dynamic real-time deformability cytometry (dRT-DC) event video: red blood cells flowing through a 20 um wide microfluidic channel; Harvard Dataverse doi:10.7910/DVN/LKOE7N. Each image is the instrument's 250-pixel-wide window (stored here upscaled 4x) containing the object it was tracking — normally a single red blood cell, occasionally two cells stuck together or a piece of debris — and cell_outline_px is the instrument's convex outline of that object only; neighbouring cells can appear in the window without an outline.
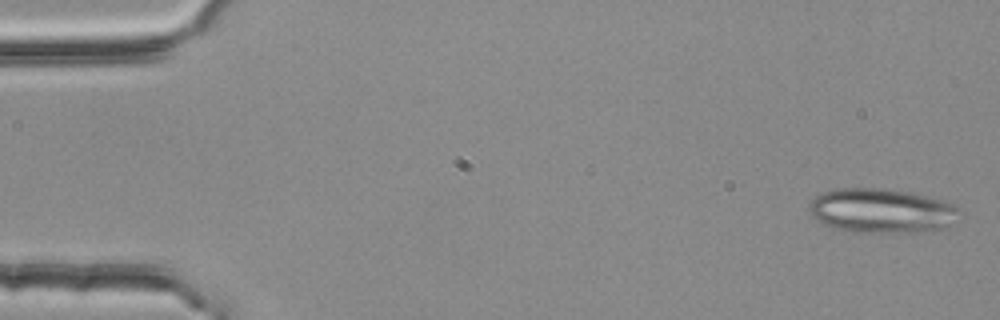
{"species": "common noctule bat (a hibernating species)", "species_latin": "Nyctalus noctula", "temperature_condition": "room temperature", "stored_images_in_passage": 4, "camera_frame_rate_fps": 3000, "um_per_image_px": 0.085, "animal": {"sex": "female", "body_mass_g": 25.1}, "frame": {"image": 1, "passage_image": 1, "time_ms": 0.0, "image_size_px": [1000, 320], "cell_outline_px": [[964, 212], [956, 224], [940, 228], [916, 232], [852, 232], [836, 228], [824, 224], [812, 216], [808, 204], [820, 192], [836, 188], [884, 188], [912, 192], [944, 200], [960, 208]], "centroid_in_image_um": [75.0, 17.9], "position_along_channel_um": 10.0, "area_um2": 39.48}}